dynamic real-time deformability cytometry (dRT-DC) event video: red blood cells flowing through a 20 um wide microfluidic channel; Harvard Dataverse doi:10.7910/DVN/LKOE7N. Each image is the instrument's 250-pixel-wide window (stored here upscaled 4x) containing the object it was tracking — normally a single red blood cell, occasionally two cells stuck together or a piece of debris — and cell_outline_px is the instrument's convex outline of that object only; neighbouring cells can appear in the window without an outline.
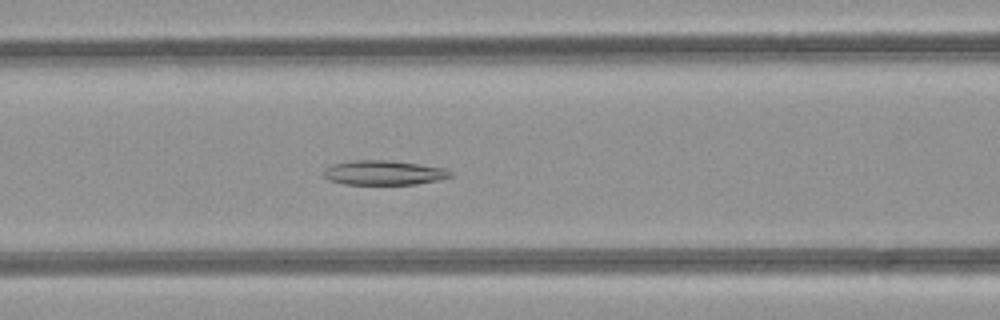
{"species": "common noctule bat (a hibernating species)", "species_latin": "Nyctalus noctula", "temperature_condition": "room temperature", "stored_images_in_passage": 48, "camera_frame_rate_fps": 3000, "um_per_image_px": 0.085, "animal": {"sex": "female", "body_mass_g": 21.9}, "frame": {"image": 1, "passage_image": 20, "time_ms": 6.333, "image_size_px": [1000, 320], "cell_outline_px": [[452, 176], [436, 180], [416, 184], [344, 184], [328, 180], [324, 176], [324, 168], [332, 164], [356, 160], [388, 160], [448, 168], [452, 172]], "centroid_in_image_um": [32.62, 14.68], "position_along_channel_um": 134.0, "area_um2": 18.09}}
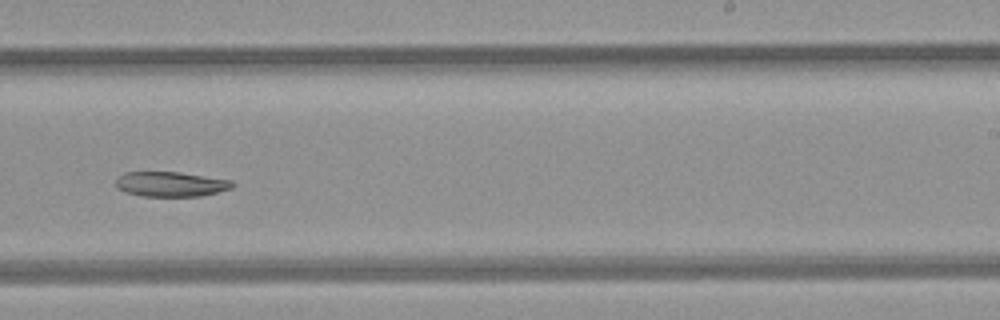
{"frame": {"image": 2, "passage_image": 30, "time_ms": 9.667, "image_size_px": [1000, 320], "cell_outline_px": [[236, 184], [232, 188], [200, 196], [140, 196], [124, 192], [116, 188], [116, 180], [124, 172], [180, 172], [232, 180]], "centroid_in_image_um": [14.51, 15.65], "position_along_channel_um": 274.5, "area_um2": 16.99}}
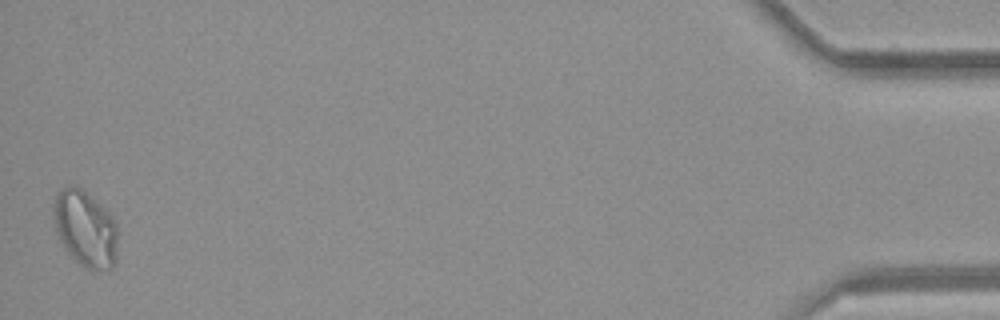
{"frame": {"image": 3, "passage_image": 48, "time_ms": 15.667, "image_size_px": [1000, 320], "cell_outline_px": [[116, 264], [112, 268], [96, 272], [92, 272], [80, 264], [72, 256], [60, 240], [56, 232], [52, 208], [56, 196], [64, 188], [80, 188], [108, 212], [116, 220]], "centroid_in_image_um": [7.27, 19.51], "position_along_channel_um": 427.9, "area_um2": 28.09}}